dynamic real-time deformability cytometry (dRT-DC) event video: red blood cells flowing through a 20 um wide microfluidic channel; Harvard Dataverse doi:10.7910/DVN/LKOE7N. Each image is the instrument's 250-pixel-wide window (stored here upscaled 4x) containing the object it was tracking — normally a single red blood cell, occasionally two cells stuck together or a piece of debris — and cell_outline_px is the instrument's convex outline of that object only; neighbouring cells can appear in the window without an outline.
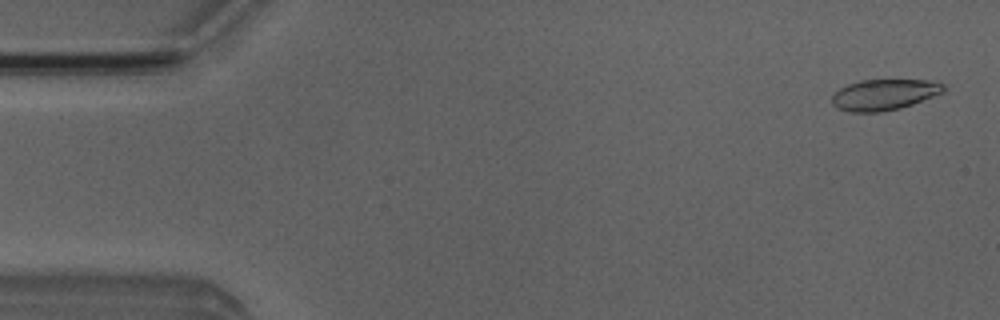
{"species": "Egyptian fruit bat (a non-hibernating species)", "species_latin": "Rousettus aegyptiacus", "temperature_condition": "room temperature", "stored_images_in_passage": 4, "camera_frame_rate_fps": 3000, "um_per_image_px": 0.085, "animal": {"sex": "male"}, "frame": {"image": 1, "passage_image": 1, "time_ms": 0.0, "image_size_px": [1000, 320], "cell_outline_px": [[944, 92], [912, 104], [900, 108], [884, 112], [848, 112], [836, 108], [832, 104], [832, 96], [840, 88], [848, 84], [860, 80], [928, 80], [944, 84]], "centroid_in_image_um": [75.12, 8.05], "position_along_channel_um": 9.9, "area_um2": 20.11}}